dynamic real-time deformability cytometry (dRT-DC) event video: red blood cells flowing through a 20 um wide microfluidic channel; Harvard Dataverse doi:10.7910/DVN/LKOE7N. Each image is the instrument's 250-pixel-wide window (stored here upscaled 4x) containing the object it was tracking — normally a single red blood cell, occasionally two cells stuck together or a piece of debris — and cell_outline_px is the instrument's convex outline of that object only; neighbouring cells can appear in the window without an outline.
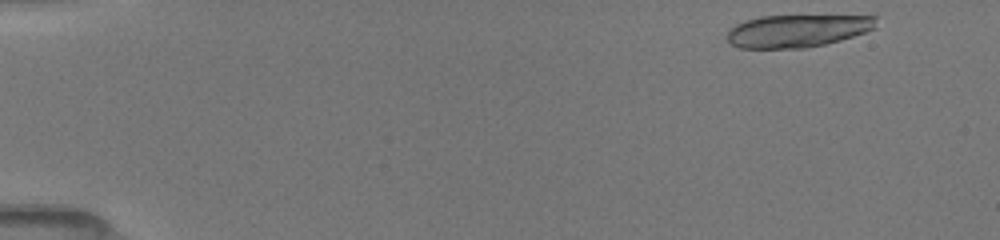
{"species": "common noctule bat (a hibernating species)", "species_latin": "Nyctalus noctula", "temperature_condition": "room temperature", "stored_images_in_passage": 16, "camera_frame_rate_fps": 3000, "um_per_image_px": 0.085, "animal": {"sex": "female", "body_mass_g": 19.5, "forearm_length_mm": 54.1}, "frame": {"image": 1, "passage_image": 1, "time_ms": 0.0, "image_size_px": [1000, 240], "cell_outline_px": [[876, 28], [840, 40], [824, 44], [804, 48], [740, 48], [728, 44], [724, 36], [728, 28], [744, 20], [760, 16], [876, 16]], "centroid_in_image_um": [67.66, 2.63], "position_along_channel_um": 17.3, "area_um2": 28.5}}